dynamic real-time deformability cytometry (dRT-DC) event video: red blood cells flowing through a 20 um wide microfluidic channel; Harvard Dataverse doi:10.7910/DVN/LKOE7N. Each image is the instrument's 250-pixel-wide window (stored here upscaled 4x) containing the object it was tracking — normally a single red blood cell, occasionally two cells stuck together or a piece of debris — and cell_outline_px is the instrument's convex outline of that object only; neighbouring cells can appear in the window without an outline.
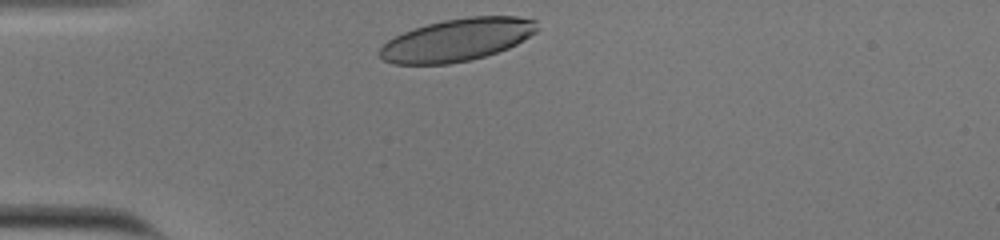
{"species": "human", "species_latin": "Homo sapiens", "temperature_condition": "cold", "stored_images_in_passage": 30, "camera_frame_rate_fps": 3000, "um_per_image_px": 0.085, "donor": {"sex": "male"}, "frame": {"image": 1, "passage_image": 1, "time_ms": 0.0, "image_size_px": [1000, 240], "cell_outline_px": [[536, 32], [516, 44], [508, 48], [484, 56], [468, 60], [448, 64], [392, 64], [384, 60], [376, 52], [388, 40], [404, 32], [428, 24], [444, 20], [468, 16], [516, 16], [536, 20]], "centroid_in_image_um": [38.83, 3.39], "position_along_channel_um": 46.2, "area_um2": 38.73}}
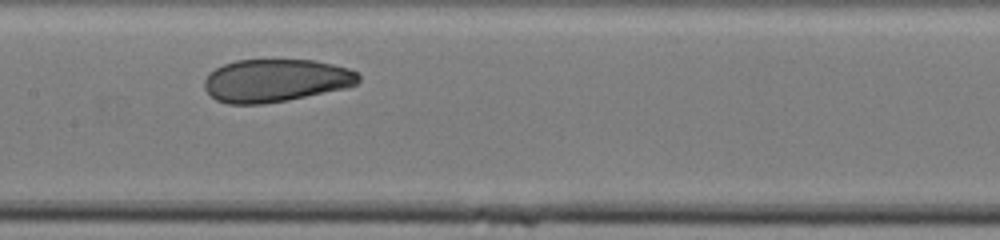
{"frame": {"image": 2, "passage_image": 14, "time_ms": 4.333, "image_size_px": [1000, 240], "cell_outline_px": [[360, 80], [356, 84], [348, 88], [288, 100], [260, 104], [228, 104], [216, 100], [204, 88], [204, 80], [208, 72], [224, 64], [236, 60], [316, 60], [348, 68], [356, 72], [360, 76]], "centroid_in_image_um": [23.43, 6.84], "position_along_channel_um": 184.0, "area_um2": 38.67}}
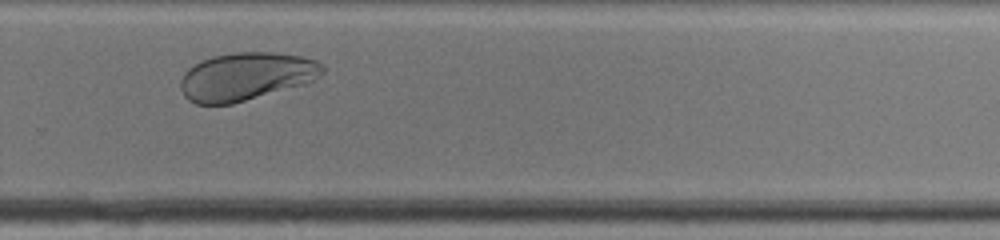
{"frame": {"image": 3, "passage_image": 24, "time_ms": 7.667, "image_size_px": [1000, 240], "cell_outline_px": [[324, 72], [316, 80], [304, 84], [232, 104], [196, 104], [188, 100], [184, 96], [180, 88], [180, 80], [184, 72], [188, 68], [200, 60], [212, 56], [236, 52], [272, 52], [300, 56], [316, 60], [324, 64]], "centroid_in_image_um": [20.91, 6.49], "position_along_channel_um": 308.9, "area_um2": 39.94}, "authors_computed_cell_mechanics": {"area_um2": 40.0554, "velocity_mm_per_s": 3.7566, "shape_relaxation_time_tau1_ms": 3.7077, "shape_relaxation_time_tau2_ms": 0.8342, "deformation_change_tau1": 0.1485, "deformation_change_tau2": 0.0482}}